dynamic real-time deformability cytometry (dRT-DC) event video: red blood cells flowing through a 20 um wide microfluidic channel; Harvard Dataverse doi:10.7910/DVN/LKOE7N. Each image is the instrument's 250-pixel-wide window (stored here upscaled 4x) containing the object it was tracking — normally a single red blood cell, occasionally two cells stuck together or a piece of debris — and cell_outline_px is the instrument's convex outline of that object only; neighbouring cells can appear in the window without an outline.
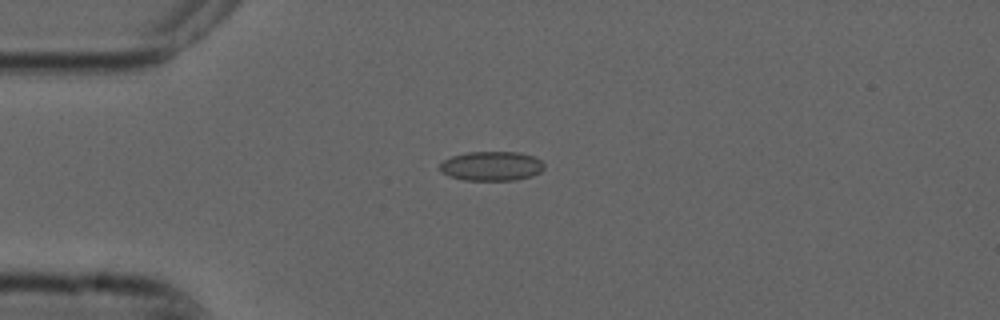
{"species": "common noctule bat (a hibernating species)", "species_latin": "Nyctalus noctula", "temperature_condition": "cold", "stored_images_in_passage": 2, "camera_frame_rate_fps": 3000, "um_per_image_px": 0.085, "animal": {"sex": "male", "forearm_length_mm": 52.5}, "frame": {"image": 1, "passage_image": 2, "time_ms": 0.333, "image_size_px": [1000, 320], "cell_outline_px": [[544, 168], [540, 172], [532, 176], [516, 180], [464, 180], [448, 176], [440, 172], [440, 164], [444, 160], [452, 156], [468, 152], [520, 152], [532, 156], [540, 160], [544, 164]], "centroid_in_image_um": [41.77, 14.12], "position_along_channel_um": 43.2, "area_um2": 17.92}}